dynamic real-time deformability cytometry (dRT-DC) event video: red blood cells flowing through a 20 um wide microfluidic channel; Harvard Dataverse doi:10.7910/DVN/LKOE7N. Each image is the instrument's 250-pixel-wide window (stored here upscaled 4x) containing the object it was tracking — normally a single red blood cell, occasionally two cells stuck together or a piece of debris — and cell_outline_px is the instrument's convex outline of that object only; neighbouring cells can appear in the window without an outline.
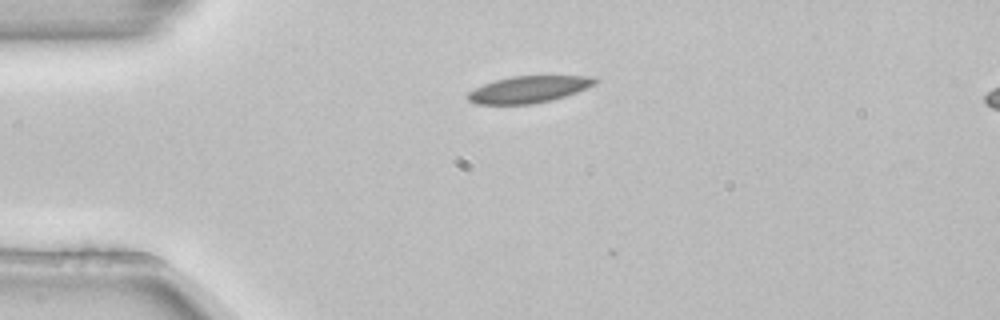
{"species": "common noctule bat (a hibernating species)", "species_latin": "Nyctalus noctula", "temperature_condition": "room temperature", "stored_images_in_passage": 3, "segment_of_instrument_passage": [1, 2], "camera_frame_rate_fps": 3000, "um_per_image_px": 0.085, "animal": {"sex": "female", "body_mass_g": 22.7, "forearm_length_mm": 54.2}, "frame": {"image": 1, "passage_image": 1, "time_ms": 0.0, "image_size_px": [1000, 320], "cell_outline_px": [[600, 80], [596, 84], [576, 92], [564, 96], [532, 104], [476, 104], [468, 100], [464, 96], [468, 92], [484, 84], [496, 80], [512, 76], [588, 76]], "centroid_in_image_um": [44.91, 7.59], "position_along_channel_um": 40.1, "area_um2": 19.65}}